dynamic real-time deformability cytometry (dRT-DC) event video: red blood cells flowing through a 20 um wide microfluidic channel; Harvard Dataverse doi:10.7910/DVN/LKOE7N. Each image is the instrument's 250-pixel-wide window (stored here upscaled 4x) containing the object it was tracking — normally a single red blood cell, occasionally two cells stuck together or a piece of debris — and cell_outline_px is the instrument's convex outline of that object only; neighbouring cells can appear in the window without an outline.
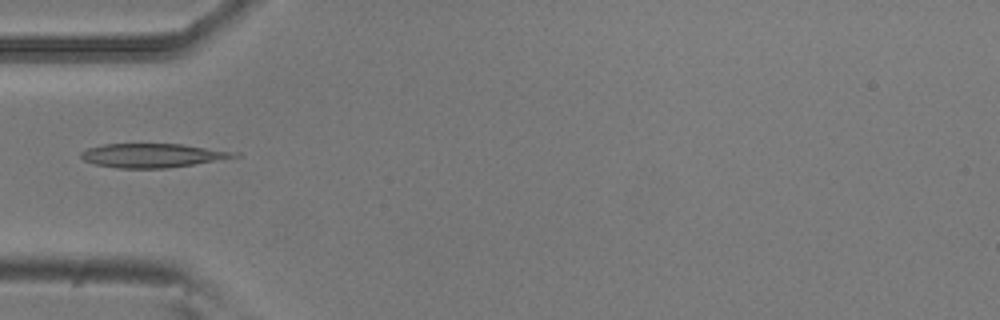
{"species": "common noctule bat (a hibernating species)", "species_latin": "Nyctalus noctula", "temperature_condition": "room temperature", "stored_images_in_passage": 3, "camera_frame_rate_fps": 3000, "um_per_image_px": 0.085, "animal": {"sex": "male", "body_mass_g": 20.5, "forearm_length_mm": 52.5}, "frame": {"image": 1, "passage_image": 3, "time_ms": 0.667, "image_size_px": [1000, 320], "cell_outline_px": [[240, 156], [192, 164], [164, 168], [116, 168], [96, 164], [84, 160], [80, 156], [80, 152], [88, 148], [104, 144], [180, 144], [240, 152]], "centroid_in_image_um": [12.95, 13.21], "position_along_channel_um": 72.1, "area_um2": 21.15}}